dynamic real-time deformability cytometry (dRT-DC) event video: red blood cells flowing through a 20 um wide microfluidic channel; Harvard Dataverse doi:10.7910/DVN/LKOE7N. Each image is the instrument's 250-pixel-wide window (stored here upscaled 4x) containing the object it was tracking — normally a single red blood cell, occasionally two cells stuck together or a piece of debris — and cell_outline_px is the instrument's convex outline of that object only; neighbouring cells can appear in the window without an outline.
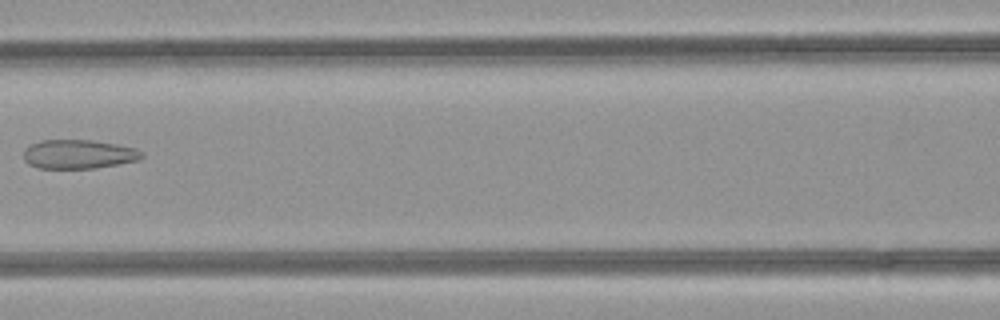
{"species": "common noctule bat (a hibernating species)", "species_latin": "Nyctalus noctula", "temperature_condition": "room temperature", "stored_images_in_passage": 6, "camera_frame_rate_fps": 3000, "um_per_image_px": 0.085, "animal": {"sex": "female", "body_mass_g": 21.9}, "frame": {"image": 1, "passage_image": 6, "time_ms": 1.667, "image_size_px": [1000, 320], "cell_outline_px": [[144, 156], [140, 160], [96, 168], [36, 168], [28, 164], [24, 160], [24, 148], [40, 140], [88, 140], [116, 144], [136, 148], [144, 152]], "centroid_in_image_um": [6.69, 13.11], "position_along_channel_um": 159.9, "area_um2": 20.11}}